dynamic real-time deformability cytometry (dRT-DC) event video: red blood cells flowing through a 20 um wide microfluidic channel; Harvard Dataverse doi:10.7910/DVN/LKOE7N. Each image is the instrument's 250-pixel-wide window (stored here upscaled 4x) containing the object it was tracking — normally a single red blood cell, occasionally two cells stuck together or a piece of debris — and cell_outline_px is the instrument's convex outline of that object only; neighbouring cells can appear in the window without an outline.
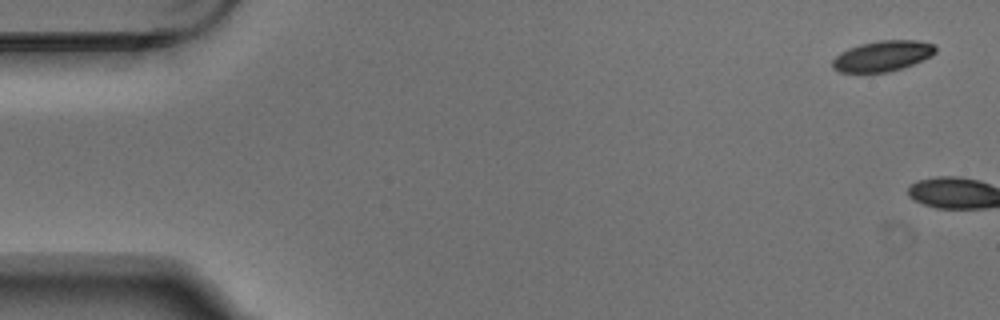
{"species": "Egyptian fruit bat (a non-hibernating species)", "species_latin": "Rousettus aegyptiacus", "temperature_condition": "warm", "stored_images_in_passage": 2, "camera_frame_rate_fps": 3000, "um_per_image_px": 0.085, "animal": {"sex": "male"}, "frame": {"image": 1, "passage_image": 1, "time_ms": 0.0, "image_size_px": [1000, 320], "cell_outline_px": [[936, 52], [932, 56], [912, 64], [888, 72], [840, 72], [832, 68], [832, 60], [840, 52], [848, 48], [860, 44], [880, 40], [920, 40], [936, 44]], "centroid_in_image_um": [75.03, 4.74], "position_along_channel_um": 10.0, "area_um2": 18.44}}